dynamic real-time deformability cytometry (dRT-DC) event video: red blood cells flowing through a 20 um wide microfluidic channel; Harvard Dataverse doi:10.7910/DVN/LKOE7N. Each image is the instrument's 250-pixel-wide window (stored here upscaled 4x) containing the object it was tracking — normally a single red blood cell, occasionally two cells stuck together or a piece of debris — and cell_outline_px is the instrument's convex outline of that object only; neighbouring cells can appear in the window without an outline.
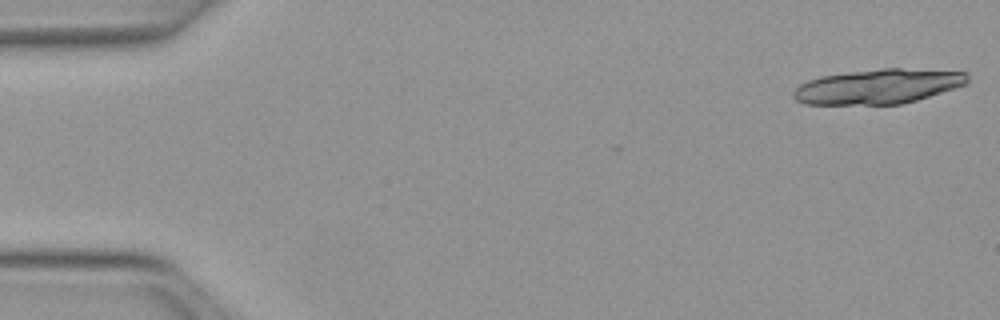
{"species": "Egyptian fruit bat (a non-hibernating species)", "species_latin": "Rousettus aegyptiacus", "temperature_condition": "warm", "stored_images_in_passage": 4, "camera_frame_rate_fps": 3000, "um_per_image_px": 0.085, "animal": {"sex": "female"}, "frame": {"image": 1, "passage_image": 1, "time_ms": 0.0, "image_size_px": [1000, 320], "cell_outline_px": [[968, 84], [916, 100], [900, 104], [804, 104], [796, 100], [792, 96], [792, 92], [800, 84], [808, 80], [820, 76], [884, 68], [900, 68], [968, 72]], "centroid_in_image_um": [74.64, 7.35], "position_along_channel_um": 10.4, "area_um2": 35.08}}